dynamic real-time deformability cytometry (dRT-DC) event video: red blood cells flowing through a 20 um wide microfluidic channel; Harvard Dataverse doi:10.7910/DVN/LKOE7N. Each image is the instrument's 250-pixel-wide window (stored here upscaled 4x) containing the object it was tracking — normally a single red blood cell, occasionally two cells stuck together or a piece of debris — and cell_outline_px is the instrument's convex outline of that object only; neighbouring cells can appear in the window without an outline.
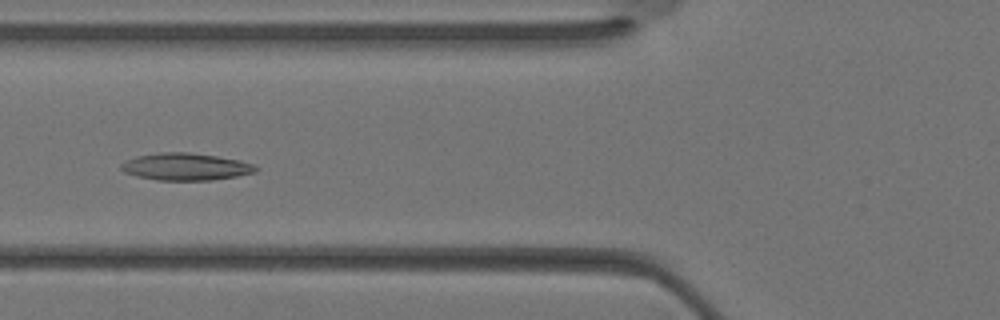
{"species": "Egyptian fruit bat (a non-hibernating species)", "species_latin": "Rousettus aegyptiacus", "temperature_condition": "warm", "stored_images_in_passage": 36, "camera_frame_rate_fps": 3000, "um_per_image_px": 0.085, "animal": {"sex": "female"}, "frame": {"image": 1, "passage_image": 14, "time_ms": 4.333, "image_size_px": [1000, 320], "cell_outline_px": [[260, 168], [256, 172], [236, 176], [212, 180], [156, 180], [136, 176], [124, 172], [120, 168], [120, 164], [124, 160], [136, 156], [160, 152], [188, 152], [216, 156], [240, 160], [252, 164]], "centroid_in_image_um": [15.75, 14.17], "position_along_channel_um": 110.0, "area_um2": 21.44}}
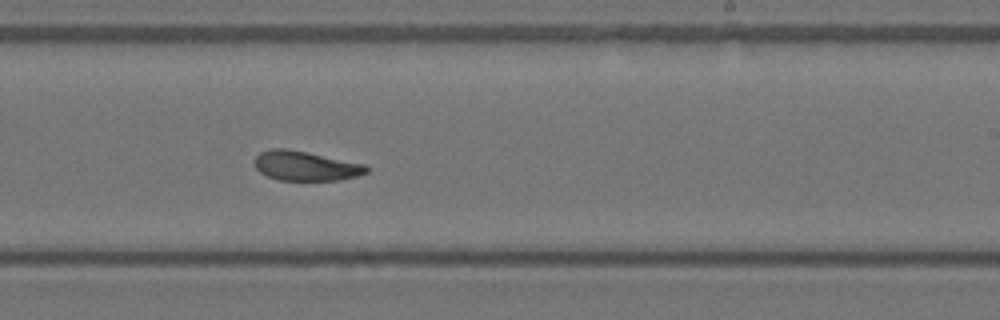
{"frame": {"image": 2, "passage_image": 22, "time_ms": 7.0, "image_size_px": [1000, 320], "cell_outline_px": [[368, 172], [356, 176], [340, 180], [280, 180], [268, 176], [260, 172], [256, 168], [252, 160], [260, 152], [272, 148], [288, 148], [368, 164]], "centroid_in_image_um": [25.98, 14.09], "position_along_channel_um": 263.0, "area_um2": 19.54}}
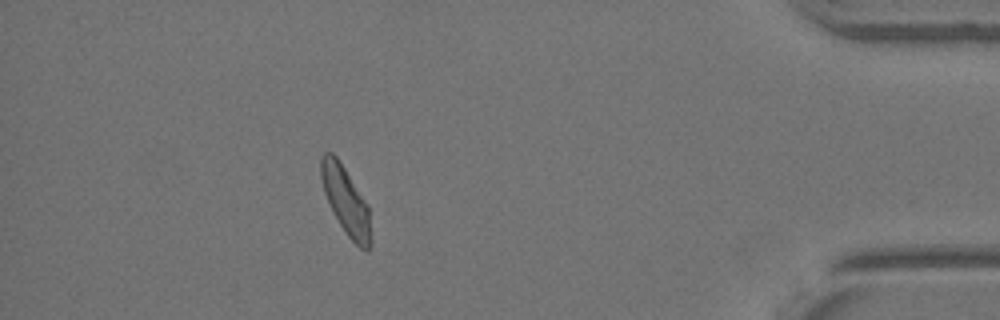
{"frame": {"image": 3, "passage_image": 32, "time_ms": 10.333, "image_size_px": [1000, 320], "cell_outline_px": [[372, 244], [368, 252], [360, 248], [348, 236], [332, 212], [324, 192], [320, 176], [320, 156], [324, 152], [332, 152], [336, 156], [368, 204], [372, 240]], "centroid_in_image_um": [29.4, 17.08], "position_along_channel_um": 405.8, "area_um2": 19.77}}